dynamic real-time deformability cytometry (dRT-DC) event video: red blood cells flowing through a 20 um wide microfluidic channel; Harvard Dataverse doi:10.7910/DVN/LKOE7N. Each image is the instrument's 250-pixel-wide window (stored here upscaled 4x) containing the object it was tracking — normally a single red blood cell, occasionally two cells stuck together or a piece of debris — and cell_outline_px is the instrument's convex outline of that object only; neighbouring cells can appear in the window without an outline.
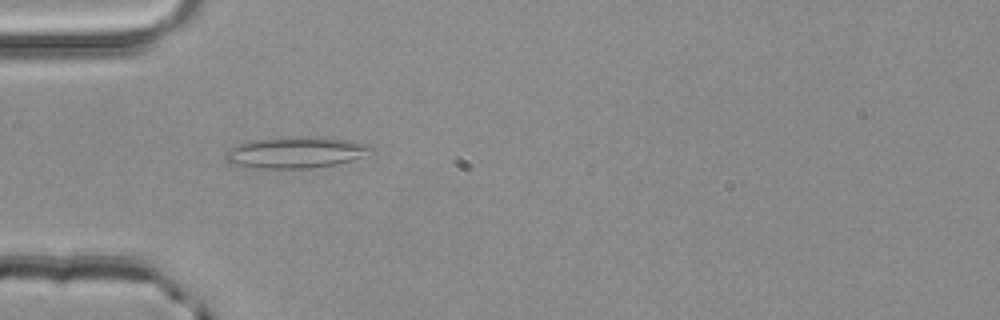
{"species": "common noctule bat (a hibernating species)", "species_latin": "Nyctalus noctula", "temperature_condition": "room temperature", "stored_images_in_passage": 42, "camera_frame_rate_fps": 3000, "um_per_image_px": 0.085, "animal": {"sex": "male", "body_mass_g": 20.4}, "frame": {"image": 1, "passage_image": 6, "time_ms": 1.667, "image_size_px": [1000, 320], "cell_outline_px": [[372, 148], [360, 156], [336, 164], [308, 168], [256, 168], [232, 164], [224, 160], [224, 152], [228, 148], [248, 140], [296, 136], [324, 136], [348, 140], [368, 144]], "centroid_in_image_um": [25.01, 12.93], "position_along_channel_um": 60.0, "area_um2": 26.59}}
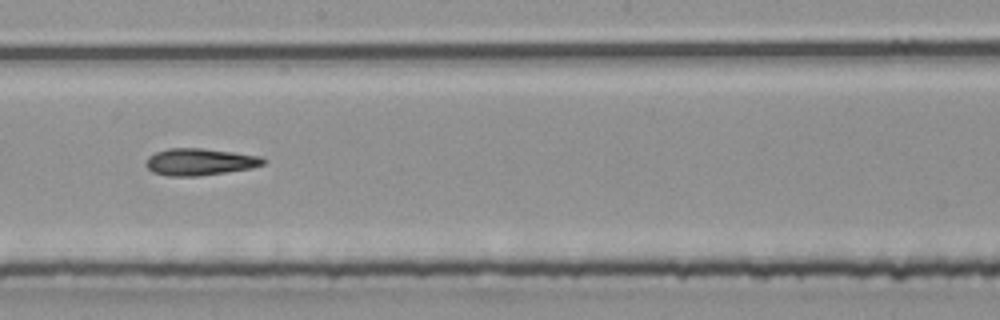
{"frame": {"image": 2, "passage_image": 19, "time_ms": 6.0, "image_size_px": [1000, 320], "cell_outline_px": [[268, 160], [264, 164], [252, 168], [196, 176], [168, 176], [152, 172], [144, 164], [148, 156], [156, 152], [168, 148], [200, 148], [264, 156]], "centroid_in_image_um": [16.99, 13.75], "position_along_channel_um": 231.2, "area_um2": 18.5}}
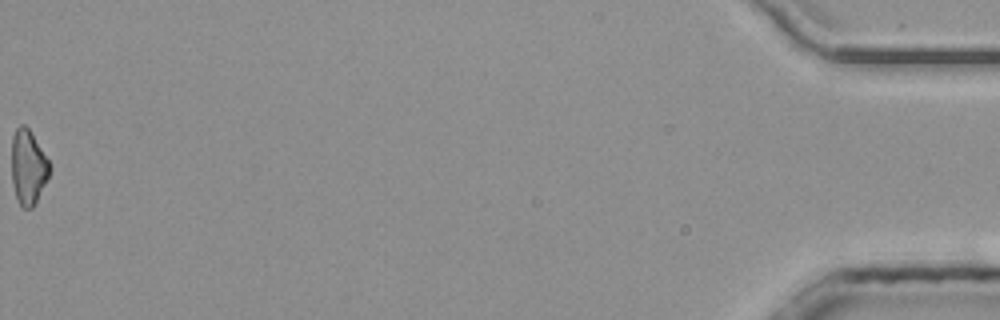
{"frame": {"image": 3, "passage_image": 42, "time_ms": 13.667, "image_size_px": [1000, 320], "cell_outline_px": [[48, 176], [32, 208], [24, 208], [20, 204], [16, 196], [12, 184], [12, 136], [16, 128], [20, 124], [24, 124], [28, 128], [48, 160]], "centroid_in_image_um": [2.35, 14.18], "position_along_channel_um": 432.9, "area_um2": 15.95}, "authors_computed_cell_mechanics": {"area_um2": 17.918, "velocity_mm_per_s": 4.0299, "shape_relaxation_time_tau1_ms": null, "shape_relaxation_time_tau2_ms": 4.5117, "deformation_change_tau1": null, "deformation_change_tau2": 0.141}}